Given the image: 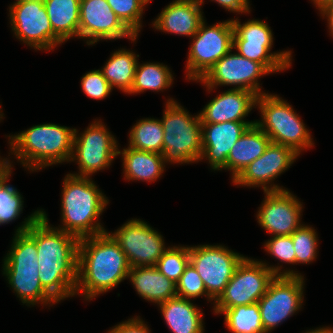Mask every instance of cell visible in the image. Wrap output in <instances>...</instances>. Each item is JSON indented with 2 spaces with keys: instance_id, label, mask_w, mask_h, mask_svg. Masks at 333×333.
<instances>
[{
  "instance_id": "8",
  "label": "cell",
  "mask_w": 333,
  "mask_h": 333,
  "mask_svg": "<svg viewBox=\"0 0 333 333\" xmlns=\"http://www.w3.org/2000/svg\"><path fill=\"white\" fill-rule=\"evenodd\" d=\"M256 106L261 111L262 121L255 124L271 142L290 147L297 154L314 145L308 129L289 103L277 95L265 93L257 96Z\"/></svg>"
},
{
  "instance_id": "17",
  "label": "cell",
  "mask_w": 333,
  "mask_h": 333,
  "mask_svg": "<svg viewBox=\"0 0 333 333\" xmlns=\"http://www.w3.org/2000/svg\"><path fill=\"white\" fill-rule=\"evenodd\" d=\"M79 38H88V45L102 40H113L123 37H136L117 17L107 0L80 1Z\"/></svg>"
},
{
  "instance_id": "18",
  "label": "cell",
  "mask_w": 333,
  "mask_h": 333,
  "mask_svg": "<svg viewBox=\"0 0 333 333\" xmlns=\"http://www.w3.org/2000/svg\"><path fill=\"white\" fill-rule=\"evenodd\" d=\"M299 156L292 148L270 142L264 153L251 162L234 180L242 186H263L264 192L284 190L278 185L267 186L288 169Z\"/></svg>"
},
{
  "instance_id": "37",
  "label": "cell",
  "mask_w": 333,
  "mask_h": 333,
  "mask_svg": "<svg viewBox=\"0 0 333 333\" xmlns=\"http://www.w3.org/2000/svg\"><path fill=\"white\" fill-rule=\"evenodd\" d=\"M83 92L93 99L106 98L112 88L109 82L105 79L101 70H92L86 73L81 80Z\"/></svg>"
},
{
  "instance_id": "16",
  "label": "cell",
  "mask_w": 333,
  "mask_h": 333,
  "mask_svg": "<svg viewBox=\"0 0 333 333\" xmlns=\"http://www.w3.org/2000/svg\"><path fill=\"white\" fill-rule=\"evenodd\" d=\"M229 51L200 80L208 90L216 85H235V89L252 91L257 96L261 94L258 78L269 72L258 62L244 58L238 53ZM238 85V86H237Z\"/></svg>"
},
{
  "instance_id": "36",
  "label": "cell",
  "mask_w": 333,
  "mask_h": 333,
  "mask_svg": "<svg viewBox=\"0 0 333 333\" xmlns=\"http://www.w3.org/2000/svg\"><path fill=\"white\" fill-rule=\"evenodd\" d=\"M177 296L189 299L198 296H207L208 299L213 300L206 292L203 280L195 267L189 263L185 271L181 275L179 281L176 283Z\"/></svg>"
},
{
  "instance_id": "27",
  "label": "cell",
  "mask_w": 333,
  "mask_h": 333,
  "mask_svg": "<svg viewBox=\"0 0 333 333\" xmlns=\"http://www.w3.org/2000/svg\"><path fill=\"white\" fill-rule=\"evenodd\" d=\"M54 33L64 42L79 37L80 1L43 0Z\"/></svg>"
},
{
  "instance_id": "30",
  "label": "cell",
  "mask_w": 333,
  "mask_h": 333,
  "mask_svg": "<svg viewBox=\"0 0 333 333\" xmlns=\"http://www.w3.org/2000/svg\"><path fill=\"white\" fill-rule=\"evenodd\" d=\"M225 324L233 333H266L259 311L258 302L224 309Z\"/></svg>"
},
{
  "instance_id": "45",
  "label": "cell",
  "mask_w": 333,
  "mask_h": 333,
  "mask_svg": "<svg viewBox=\"0 0 333 333\" xmlns=\"http://www.w3.org/2000/svg\"><path fill=\"white\" fill-rule=\"evenodd\" d=\"M145 5L150 2V0H141Z\"/></svg>"
},
{
  "instance_id": "1",
  "label": "cell",
  "mask_w": 333,
  "mask_h": 333,
  "mask_svg": "<svg viewBox=\"0 0 333 333\" xmlns=\"http://www.w3.org/2000/svg\"><path fill=\"white\" fill-rule=\"evenodd\" d=\"M79 239L50 227L46 213L36 220V248L39 279L56 301L75 295Z\"/></svg>"
},
{
  "instance_id": "43",
  "label": "cell",
  "mask_w": 333,
  "mask_h": 333,
  "mask_svg": "<svg viewBox=\"0 0 333 333\" xmlns=\"http://www.w3.org/2000/svg\"><path fill=\"white\" fill-rule=\"evenodd\" d=\"M317 5L318 9L322 11L324 8L333 5V0H312Z\"/></svg>"
},
{
  "instance_id": "42",
  "label": "cell",
  "mask_w": 333,
  "mask_h": 333,
  "mask_svg": "<svg viewBox=\"0 0 333 333\" xmlns=\"http://www.w3.org/2000/svg\"><path fill=\"white\" fill-rule=\"evenodd\" d=\"M5 158L0 160V179L11 169V164Z\"/></svg>"
},
{
  "instance_id": "14",
  "label": "cell",
  "mask_w": 333,
  "mask_h": 333,
  "mask_svg": "<svg viewBox=\"0 0 333 333\" xmlns=\"http://www.w3.org/2000/svg\"><path fill=\"white\" fill-rule=\"evenodd\" d=\"M117 155V141L100 121L92 123L80 137L75 129L70 161L77 160L80 174L72 175L88 177L107 168Z\"/></svg>"
},
{
  "instance_id": "11",
  "label": "cell",
  "mask_w": 333,
  "mask_h": 333,
  "mask_svg": "<svg viewBox=\"0 0 333 333\" xmlns=\"http://www.w3.org/2000/svg\"><path fill=\"white\" fill-rule=\"evenodd\" d=\"M190 263L203 280L207 294L215 301L245 258L224 246H189Z\"/></svg>"
},
{
  "instance_id": "7",
  "label": "cell",
  "mask_w": 333,
  "mask_h": 333,
  "mask_svg": "<svg viewBox=\"0 0 333 333\" xmlns=\"http://www.w3.org/2000/svg\"><path fill=\"white\" fill-rule=\"evenodd\" d=\"M281 267H269L261 261L245 257L224 291L215 300L214 312L218 314L224 309L257 303L275 276H300L293 270L279 272Z\"/></svg>"
},
{
  "instance_id": "31",
  "label": "cell",
  "mask_w": 333,
  "mask_h": 333,
  "mask_svg": "<svg viewBox=\"0 0 333 333\" xmlns=\"http://www.w3.org/2000/svg\"><path fill=\"white\" fill-rule=\"evenodd\" d=\"M172 81L173 75L162 63L137 64L134 83L129 94L144 92V90L160 91L169 87Z\"/></svg>"
},
{
  "instance_id": "41",
  "label": "cell",
  "mask_w": 333,
  "mask_h": 333,
  "mask_svg": "<svg viewBox=\"0 0 333 333\" xmlns=\"http://www.w3.org/2000/svg\"><path fill=\"white\" fill-rule=\"evenodd\" d=\"M323 16H327L328 18V24H329V29L331 31V34L333 35V5H330L326 8H324L321 11Z\"/></svg>"
},
{
  "instance_id": "33",
  "label": "cell",
  "mask_w": 333,
  "mask_h": 333,
  "mask_svg": "<svg viewBox=\"0 0 333 333\" xmlns=\"http://www.w3.org/2000/svg\"><path fill=\"white\" fill-rule=\"evenodd\" d=\"M11 169L0 179V225L12 222L21 213L23 200L14 187L6 185Z\"/></svg>"
},
{
  "instance_id": "2",
  "label": "cell",
  "mask_w": 333,
  "mask_h": 333,
  "mask_svg": "<svg viewBox=\"0 0 333 333\" xmlns=\"http://www.w3.org/2000/svg\"><path fill=\"white\" fill-rule=\"evenodd\" d=\"M130 268L125 253L108 232L79 239L75 294L82 292L87 300L93 299L126 279Z\"/></svg>"
},
{
  "instance_id": "5",
  "label": "cell",
  "mask_w": 333,
  "mask_h": 333,
  "mask_svg": "<svg viewBox=\"0 0 333 333\" xmlns=\"http://www.w3.org/2000/svg\"><path fill=\"white\" fill-rule=\"evenodd\" d=\"M75 129L57 124H40L9 136L10 149L24 167L39 170L45 166L70 161Z\"/></svg>"
},
{
  "instance_id": "34",
  "label": "cell",
  "mask_w": 333,
  "mask_h": 333,
  "mask_svg": "<svg viewBox=\"0 0 333 333\" xmlns=\"http://www.w3.org/2000/svg\"><path fill=\"white\" fill-rule=\"evenodd\" d=\"M107 2L122 23L138 36L145 4L141 0H107Z\"/></svg>"
},
{
  "instance_id": "22",
  "label": "cell",
  "mask_w": 333,
  "mask_h": 333,
  "mask_svg": "<svg viewBox=\"0 0 333 333\" xmlns=\"http://www.w3.org/2000/svg\"><path fill=\"white\" fill-rule=\"evenodd\" d=\"M203 0H175L165 7L153 26L158 30L192 37L204 21Z\"/></svg>"
},
{
  "instance_id": "26",
  "label": "cell",
  "mask_w": 333,
  "mask_h": 333,
  "mask_svg": "<svg viewBox=\"0 0 333 333\" xmlns=\"http://www.w3.org/2000/svg\"><path fill=\"white\" fill-rule=\"evenodd\" d=\"M123 156L124 176L127 180L155 181L163 173L165 162L162 154L137 150L131 147L118 149Z\"/></svg>"
},
{
  "instance_id": "4",
  "label": "cell",
  "mask_w": 333,
  "mask_h": 333,
  "mask_svg": "<svg viewBox=\"0 0 333 333\" xmlns=\"http://www.w3.org/2000/svg\"><path fill=\"white\" fill-rule=\"evenodd\" d=\"M63 185L61 217L64 227L60 230L78 239L105 233L106 230L96 219L102 214L109 200L93 181L89 177L67 174Z\"/></svg>"
},
{
  "instance_id": "46",
  "label": "cell",
  "mask_w": 333,
  "mask_h": 333,
  "mask_svg": "<svg viewBox=\"0 0 333 333\" xmlns=\"http://www.w3.org/2000/svg\"><path fill=\"white\" fill-rule=\"evenodd\" d=\"M21 1H26V0H16V2H15V3H18V2H21Z\"/></svg>"
},
{
  "instance_id": "32",
  "label": "cell",
  "mask_w": 333,
  "mask_h": 333,
  "mask_svg": "<svg viewBox=\"0 0 333 333\" xmlns=\"http://www.w3.org/2000/svg\"><path fill=\"white\" fill-rule=\"evenodd\" d=\"M190 263L189 247H169L157 261L155 267L168 279L177 283Z\"/></svg>"
},
{
  "instance_id": "20",
  "label": "cell",
  "mask_w": 333,
  "mask_h": 333,
  "mask_svg": "<svg viewBox=\"0 0 333 333\" xmlns=\"http://www.w3.org/2000/svg\"><path fill=\"white\" fill-rule=\"evenodd\" d=\"M255 121L202 123V155L214 170L226 169L227 157L236 141Z\"/></svg>"
},
{
  "instance_id": "21",
  "label": "cell",
  "mask_w": 333,
  "mask_h": 333,
  "mask_svg": "<svg viewBox=\"0 0 333 333\" xmlns=\"http://www.w3.org/2000/svg\"><path fill=\"white\" fill-rule=\"evenodd\" d=\"M257 95L244 89H229L211 100L199 113L202 123H222L244 121L252 107L256 105Z\"/></svg>"
},
{
  "instance_id": "10",
  "label": "cell",
  "mask_w": 333,
  "mask_h": 333,
  "mask_svg": "<svg viewBox=\"0 0 333 333\" xmlns=\"http://www.w3.org/2000/svg\"><path fill=\"white\" fill-rule=\"evenodd\" d=\"M234 28L231 20L206 27L205 21L192 36L187 60V77L200 81L207 72L233 48Z\"/></svg>"
},
{
  "instance_id": "38",
  "label": "cell",
  "mask_w": 333,
  "mask_h": 333,
  "mask_svg": "<svg viewBox=\"0 0 333 333\" xmlns=\"http://www.w3.org/2000/svg\"><path fill=\"white\" fill-rule=\"evenodd\" d=\"M264 247L270 255L285 263L295 264V249L291 235L273 236Z\"/></svg>"
},
{
  "instance_id": "40",
  "label": "cell",
  "mask_w": 333,
  "mask_h": 333,
  "mask_svg": "<svg viewBox=\"0 0 333 333\" xmlns=\"http://www.w3.org/2000/svg\"><path fill=\"white\" fill-rule=\"evenodd\" d=\"M231 12H250L248 0H213Z\"/></svg>"
},
{
  "instance_id": "25",
  "label": "cell",
  "mask_w": 333,
  "mask_h": 333,
  "mask_svg": "<svg viewBox=\"0 0 333 333\" xmlns=\"http://www.w3.org/2000/svg\"><path fill=\"white\" fill-rule=\"evenodd\" d=\"M159 306L173 333H203V314L189 299L175 296Z\"/></svg>"
},
{
  "instance_id": "35",
  "label": "cell",
  "mask_w": 333,
  "mask_h": 333,
  "mask_svg": "<svg viewBox=\"0 0 333 333\" xmlns=\"http://www.w3.org/2000/svg\"><path fill=\"white\" fill-rule=\"evenodd\" d=\"M291 237L295 249V263L307 264L316 258L318 239L314 228L301 225Z\"/></svg>"
},
{
  "instance_id": "12",
  "label": "cell",
  "mask_w": 333,
  "mask_h": 333,
  "mask_svg": "<svg viewBox=\"0 0 333 333\" xmlns=\"http://www.w3.org/2000/svg\"><path fill=\"white\" fill-rule=\"evenodd\" d=\"M16 37L37 50H52L63 41L54 33L43 0H26L9 7Z\"/></svg>"
},
{
  "instance_id": "13",
  "label": "cell",
  "mask_w": 333,
  "mask_h": 333,
  "mask_svg": "<svg viewBox=\"0 0 333 333\" xmlns=\"http://www.w3.org/2000/svg\"><path fill=\"white\" fill-rule=\"evenodd\" d=\"M303 276H275L259 299L262 326L266 333L279 325L303 303Z\"/></svg>"
},
{
  "instance_id": "9",
  "label": "cell",
  "mask_w": 333,
  "mask_h": 333,
  "mask_svg": "<svg viewBox=\"0 0 333 333\" xmlns=\"http://www.w3.org/2000/svg\"><path fill=\"white\" fill-rule=\"evenodd\" d=\"M231 21L234 28L232 48H236L239 55L260 63L269 73L290 67V51L270 53L273 35L267 23L255 19L241 25L237 19Z\"/></svg>"
},
{
  "instance_id": "23",
  "label": "cell",
  "mask_w": 333,
  "mask_h": 333,
  "mask_svg": "<svg viewBox=\"0 0 333 333\" xmlns=\"http://www.w3.org/2000/svg\"><path fill=\"white\" fill-rule=\"evenodd\" d=\"M270 142V138L256 124L250 126L236 141L227 157L226 169L232 171V179L259 158Z\"/></svg>"
},
{
  "instance_id": "44",
  "label": "cell",
  "mask_w": 333,
  "mask_h": 333,
  "mask_svg": "<svg viewBox=\"0 0 333 333\" xmlns=\"http://www.w3.org/2000/svg\"><path fill=\"white\" fill-rule=\"evenodd\" d=\"M306 333H333V329L329 328V327H323V328H319V329H315V330H311V331H307Z\"/></svg>"
},
{
  "instance_id": "19",
  "label": "cell",
  "mask_w": 333,
  "mask_h": 333,
  "mask_svg": "<svg viewBox=\"0 0 333 333\" xmlns=\"http://www.w3.org/2000/svg\"><path fill=\"white\" fill-rule=\"evenodd\" d=\"M258 223L274 236H289L300 226L301 202L288 190L265 192Z\"/></svg>"
},
{
  "instance_id": "6",
  "label": "cell",
  "mask_w": 333,
  "mask_h": 333,
  "mask_svg": "<svg viewBox=\"0 0 333 333\" xmlns=\"http://www.w3.org/2000/svg\"><path fill=\"white\" fill-rule=\"evenodd\" d=\"M161 121L164 131V162L189 163L199 161L202 155V122L173 99L166 102Z\"/></svg>"
},
{
  "instance_id": "39",
  "label": "cell",
  "mask_w": 333,
  "mask_h": 333,
  "mask_svg": "<svg viewBox=\"0 0 333 333\" xmlns=\"http://www.w3.org/2000/svg\"><path fill=\"white\" fill-rule=\"evenodd\" d=\"M108 333H150L144 321L138 316L116 325Z\"/></svg>"
},
{
  "instance_id": "24",
  "label": "cell",
  "mask_w": 333,
  "mask_h": 333,
  "mask_svg": "<svg viewBox=\"0 0 333 333\" xmlns=\"http://www.w3.org/2000/svg\"><path fill=\"white\" fill-rule=\"evenodd\" d=\"M128 278L142 298L158 305L177 296L176 283L160 273L155 266L131 267Z\"/></svg>"
},
{
  "instance_id": "28",
  "label": "cell",
  "mask_w": 333,
  "mask_h": 333,
  "mask_svg": "<svg viewBox=\"0 0 333 333\" xmlns=\"http://www.w3.org/2000/svg\"><path fill=\"white\" fill-rule=\"evenodd\" d=\"M139 55L121 49L115 51L103 69V75L111 88L117 87L125 93H129L134 83L135 71L138 64L136 59Z\"/></svg>"
},
{
  "instance_id": "3",
  "label": "cell",
  "mask_w": 333,
  "mask_h": 333,
  "mask_svg": "<svg viewBox=\"0 0 333 333\" xmlns=\"http://www.w3.org/2000/svg\"><path fill=\"white\" fill-rule=\"evenodd\" d=\"M41 210L35 211L16 230L13 244L4 258L3 274L22 303L35 305L57 303L42 287L39 279V264L36 248V220Z\"/></svg>"
},
{
  "instance_id": "29",
  "label": "cell",
  "mask_w": 333,
  "mask_h": 333,
  "mask_svg": "<svg viewBox=\"0 0 333 333\" xmlns=\"http://www.w3.org/2000/svg\"><path fill=\"white\" fill-rule=\"evenodd\" d=\"M129 136V147L163 154L164 131L160 120H140L133 126Z\"/></svg>"
},
{
  "instance_id": "15",
  "label": "cell",
  "mask_w": 333,
  "mask_h": 333,
  "mask_svg": "<svg viewBox=\"0 0 333 333\" xmlns=\"http://www.w3.org/2000/svg\"><path fill=\"white\" fill-rule=\"evenodd\" d=\"M109 234L119 244L131 267L155 266L167 250L162 236L139 219H132Z\"/></svg>"
}]
</instances>
